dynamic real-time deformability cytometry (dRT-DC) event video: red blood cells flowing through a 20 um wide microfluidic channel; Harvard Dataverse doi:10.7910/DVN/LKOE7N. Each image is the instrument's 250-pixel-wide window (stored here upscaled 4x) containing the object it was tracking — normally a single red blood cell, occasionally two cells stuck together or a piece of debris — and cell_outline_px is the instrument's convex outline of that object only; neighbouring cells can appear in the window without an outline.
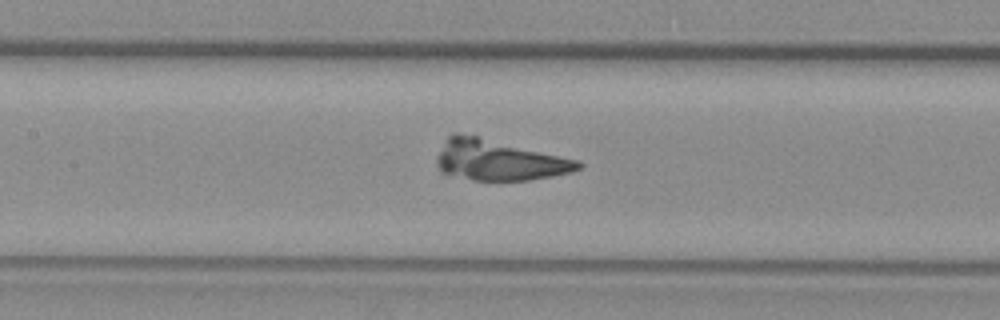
{"species": "common noctule bat (a hibernating species)", "species_latin": "Nyctalus noctula", "temperature_condition": "warm", "stored_images_in_passage": 48, "camera_frame_rate_fps": 3000, "um_per_image_px": 0.085, "animal": {"sex": "female", "body_mass_g": 29.2, "forearm_length_mm": 56.3}, "frame": {"image": 1, "passage_image": 18, "time_ms": 5.667, "image_size_px": [1000, 320], "cell_outline_px": [[584, 164], [580, 168], [572, 172], [552, 176], [528, 180], [472, 180], [440, 172], [436, 164], [436, 160], [448, 136], [456, 132], [460, 132], [580, 160]], "centroid_in_image_um": [42.41, 13.61], "position_along_channel_um": 165.0, "area_um2": 33.35}}
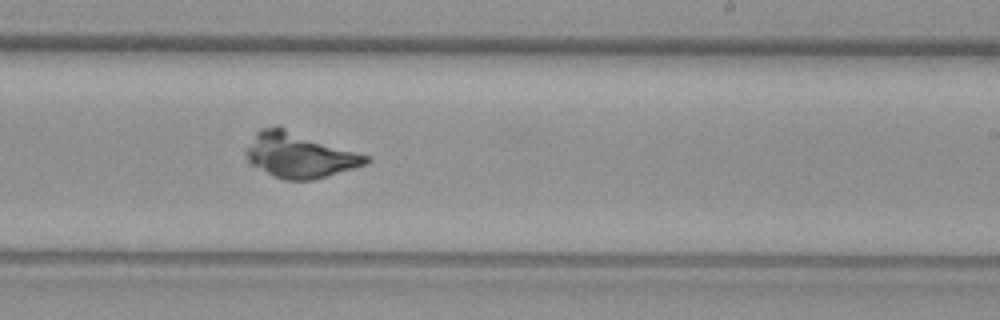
{"frame": {"image": 2, "passage_image": 26, "time_ms": 8.333, "image_size_px": [1000, 320], "cell_outline_px": [[372, 160], [368, 164], [312, 180], [284, 180], [272, 176], [248, 164], [248, 148], [256, 132], [260, 128], [284, 128], [368, 156]], "centroid_in_image_um": [25.45, 13.23], "position_along_channel_um": 263.5, "area_um2": 30.81}}
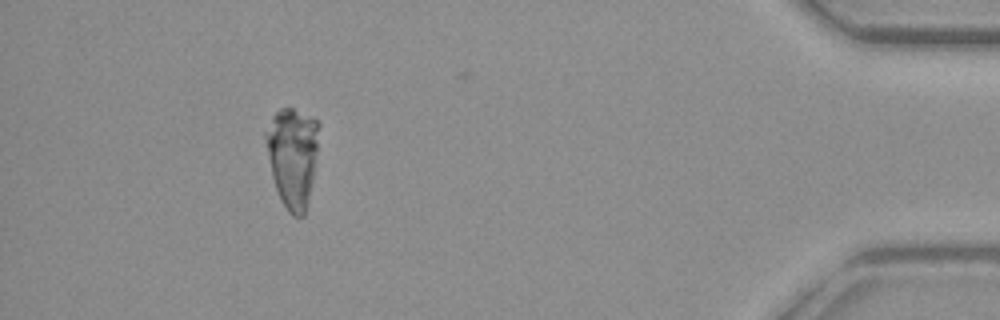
{"frame": {"image": 3, "passage_image": 43, "time_ms": 14.0, "image_size_px": [1000, 320], "cell_outline_px": [[320, 124], [312, 180], [304, 216], [292, 216], [288, 212], [280, 200], [272, 176], [264, 140], [264, 132], [272, 116], [280, 108], [292, 108], [312, 116]], "centroid_in_image_um": [24.84, 13.29], "position_along_channel_um": 410.4, "area_um2": 30.92}}